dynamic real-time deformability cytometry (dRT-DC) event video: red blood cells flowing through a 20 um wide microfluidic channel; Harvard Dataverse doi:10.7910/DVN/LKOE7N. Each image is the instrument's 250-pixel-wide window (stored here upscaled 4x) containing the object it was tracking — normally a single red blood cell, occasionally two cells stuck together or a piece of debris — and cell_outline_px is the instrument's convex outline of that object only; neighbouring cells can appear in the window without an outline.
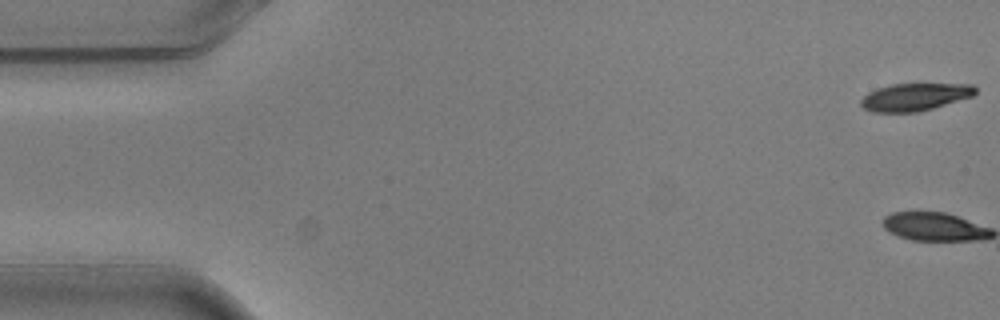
{"species": "common noctule bat (a hibernating species)", "species_latin": "Nyctalus noctula", "temperature_condition": "warm", "stored_images_in_passage": 5, "camera_frame_rate_fps": 3000, "um_per_image_px": 0.085, "animal": {"sex": "male", "body_mass_g": 20.5, "forearm_length_mm": 52.5}, "frame": {"image": 1, "passage_image": 1, "time_ms": 0.0, "image_size_px": [1000, 320], "cell_outline_px": [[976, 92], [972, 96], [932, 108], [916, 112], [872, 112], [864, 108], [860, 104], [860, 100], [868, 92], [876, 88], [892, 84], [972, 84], [976, 88]], "centroid_in_image_um": [77.72, 8.24], "position_along_channel_um": 7.3, "area_um2": 18.21}}